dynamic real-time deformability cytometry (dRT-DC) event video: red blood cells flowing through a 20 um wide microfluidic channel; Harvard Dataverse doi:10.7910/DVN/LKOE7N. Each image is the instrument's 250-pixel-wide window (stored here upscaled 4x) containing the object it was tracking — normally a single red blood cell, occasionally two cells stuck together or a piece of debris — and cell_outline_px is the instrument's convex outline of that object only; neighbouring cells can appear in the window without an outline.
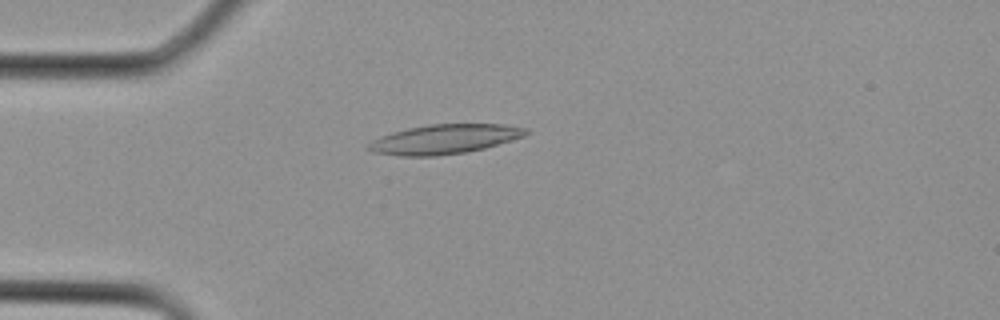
{"species": "Egyptian fruit bat (a non-hibernating species)", "species_latin": "Rousettus aegyptiacus", "temperature_condition": "cold", "stored_images_in_passage": 7, "camera_frame_rate_fps": 3000, "um_per_image_px": 0.085, "animal": {"sex": "female"}, "frame": {"image": 1, "passage_image": 3, "time_ms": 0.667, "image_size_px": [1000, 320], "cell_outline_px": [[528, 132], [524, 136], [512, 140], [484, 148], [464, 152], [436, 156], [400, 156], [372, 152], [364, 148], [372, 140], [380, 136], [392, 132], [408, 128], [432, 124], [504, 124], [528, 128]], "centroid_in_image_um": [37.75, 11.83], "position_along_channel_um": 47.3, "area_um2": 27.05}}
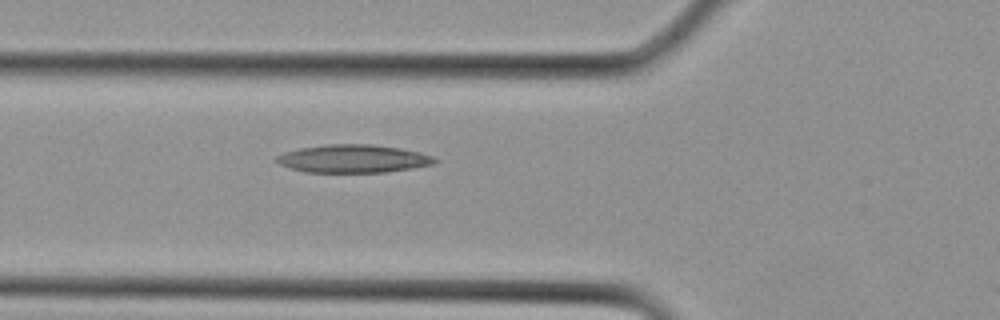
{"frame": {"image": 2, "passage_image": 6, "time_ms": 1.667, "image_size_px": [1000, 320], "cell_outline_px": [[440, 160], [436, 164], [412, 168], [384, 172], [304, 172], [280, 164], [272, 160], [276, 156], [284, 152], [300, 148], [324, 144], [372, 144], [400, 148], [420, 152], [432, 156]], "centroid_in_image_um": [30.03, 13.48], "position_along_channel_um": 95.8, "area_um2": 26.01}}